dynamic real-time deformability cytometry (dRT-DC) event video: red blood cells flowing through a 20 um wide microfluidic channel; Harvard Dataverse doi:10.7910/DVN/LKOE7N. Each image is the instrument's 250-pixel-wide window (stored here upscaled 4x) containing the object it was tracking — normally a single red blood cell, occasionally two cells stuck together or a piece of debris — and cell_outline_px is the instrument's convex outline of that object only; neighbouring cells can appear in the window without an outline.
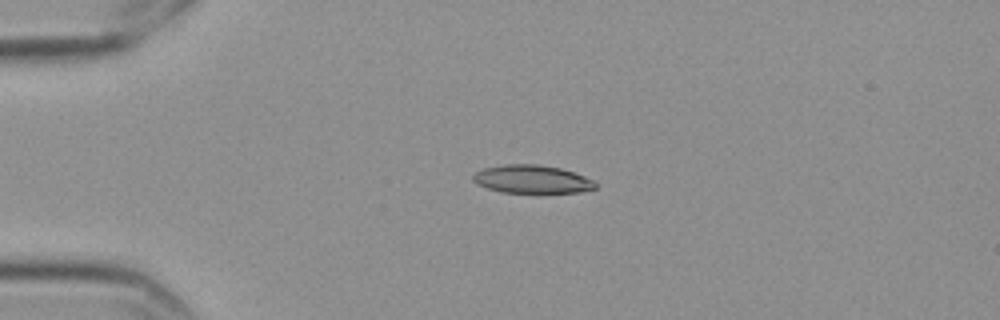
{"species": "Egyptian fruit bat (a non-hibernating species)", "species_latin": "Rousettus aegyptiacus", "temperature_condition": "cold", "stored_images_in_passage": 45, "camera_frame_rate_fps": 3000, "um_per_image_px": 0.085, "frame": {"image": 1, "passage_image": 1, "time_ms": 0.0, "image_size_px": [1000, 320], "cell_outline_px": [[596, 188], [580, 192], [500, 192], [476, 184], [472, 180], [472, 176], [476, 172], [484, 168], [504, 164], [540, 164], [560, 168], [596, 180]], "centroid_in_image_um": [45.21, 15.22], "position_along_channel_um": 39.8, "area_um2": 20.06}}
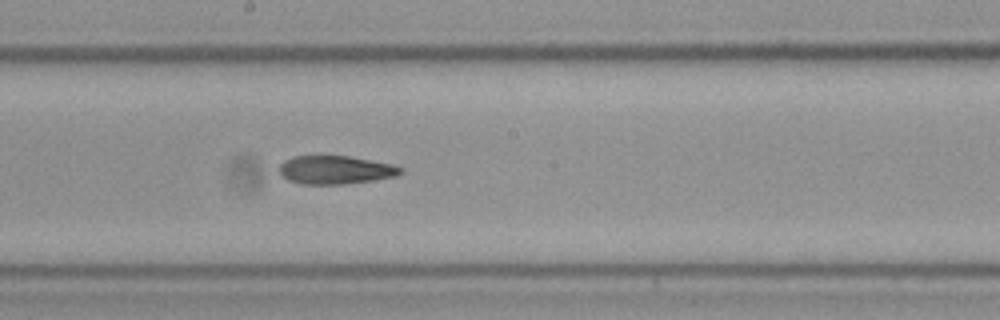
{"frame": {"image": 2, "passage_image": 19, "time_ms": 6.0, "image_size_px": [1000, 320], "cell_outline_px": [[400, 172], [396, 176], [372, 180], [344, 184], [304, 184], [288, 180], [280, 176], [280, 164], [284, 160], [292, 156], [348, 156], [392, 164], [400, 168]], "centroid_in_image_um": [28.44, 14.44], "position_along_channel_um": 219.8, "area_um2": 19.83}}
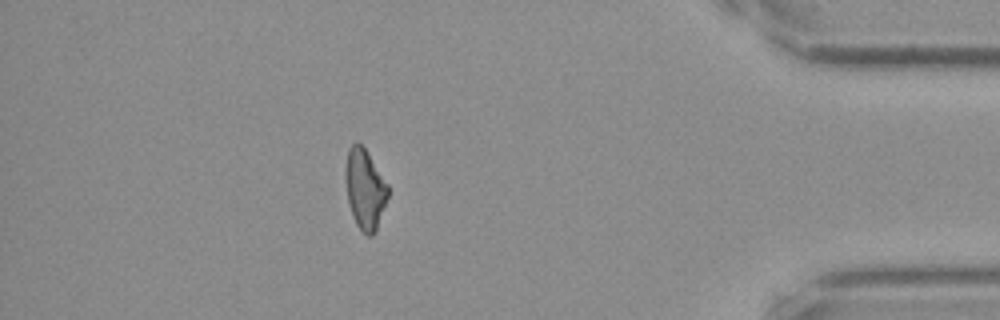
{"frame": {"image": 3, "passage_image": 38, "time_ms": 12.333, "image_size_px": [1000, 320], "cell_outline_px": [[388, 196], [376, 228], [372, 236], [368, 236], [356, 224], [352, 216], [348, 200], [348, 148], [356, 140], [364, 148], [388, 184]], "centroid_in_image_um": [31.05, 16.09], "position_along_channel_um": 404.1, "area_um2": 18.79}, "authors_computed_cell_mechanics": {"area_um2": 20.4612, "velocity_mm_per_s": 3.5572, "shape_relaxation_time_tau1_ms": null, "shape_relaxation_time_tau2_ms": 9.8712, "deformation_change_tau1": null, "deformation_change_tau2": 0.208}}